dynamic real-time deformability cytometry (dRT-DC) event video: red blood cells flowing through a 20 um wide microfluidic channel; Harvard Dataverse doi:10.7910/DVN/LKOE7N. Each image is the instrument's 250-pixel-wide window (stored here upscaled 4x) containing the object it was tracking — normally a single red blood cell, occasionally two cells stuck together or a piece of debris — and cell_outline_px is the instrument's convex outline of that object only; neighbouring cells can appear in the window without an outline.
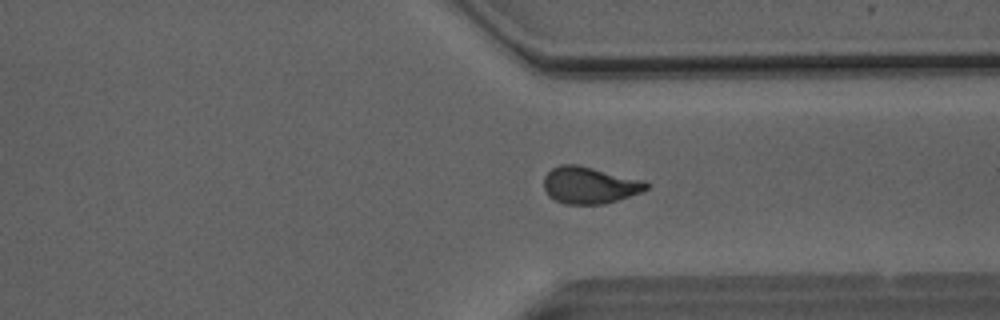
{"species": "Egyptian fruit bat (a non-hibernating species)", "species_latin": "Rousettus aegyptiacus", "temperature_condition": "room temperature", "stored_images_in_passage": 49, "camera_frame_rate_fps": 3000, "um_per_image_px": 0.085, "animal": {"sex": "male"}, "frame": {"image": 1, "passage_image": 37, "time_ms": 12.0, "image_size_px": [1000, 320], "cell_outline_px": [[648, 188], [644, 192], [604, 204], [564, 204], [548, 196], [544, 188], [544, 176], [552, 168], [560, 164], [576, 164], [644, 180], [648, 184]], "centroid_in_image_um": [50.11, 15.74], "position_along_channel_um": 361.3, "area_um2": 22.08}}
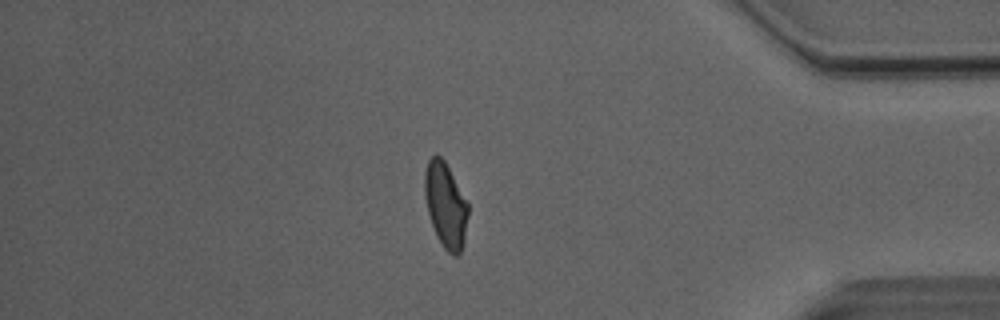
{"frame": {"image": 2, "passage_image": 42, "time_ms": 13.667, "image_size_px": [1000, 320], "cell_outline_px": [[468, 216], [464, 240], [460, 256], [452, 256], [444, 248], [436, 236], [428, 212], [424, 196], [424, 172], [428, 160], [436, 152], [444, 160], [468, 204]], "centroid_in_image_um": [37.86, 17.45], "position_along_channel_um": 397.3, "area_um2": 21.56}}
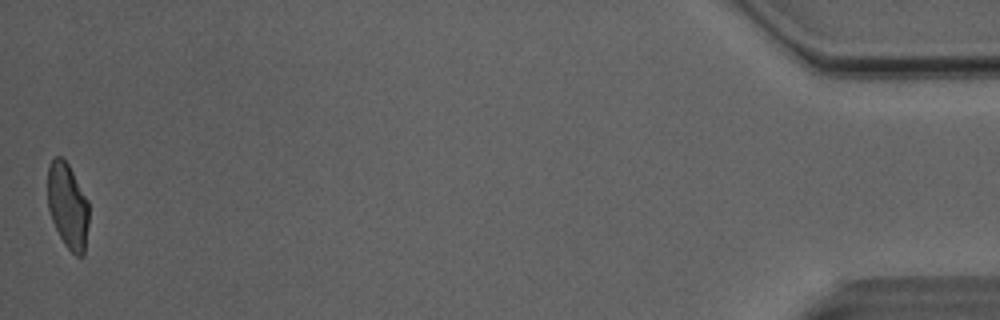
{"frame": {"image": 3, "passage_image": 49, "time_ms": 16.0, "image_size_px": [1000, 320], "cell_outline_px": [[88, 224], [84, 256], [76, 256], [64, 244], [52, 220], [48, 208], [48, 164], [56, 156], [60, 156], [68, 164], [88, 200]], "centroid_in_image_um": [5.76, 17.51], "position_along_channel_um": 429.4, "area_um2": 20.4}, "authors_computed_cell_mechanics": {"area_um2": 22.3108, "velocity_mm_per_s": 4.1019, "shape_relaxation_time_tau1_ms": 6.9317, "shape_relaxation_time_tau2_ms": 1.592, "deformation_change_tau1": 0.1981, "deformation_change_tau2": 0.0905}}